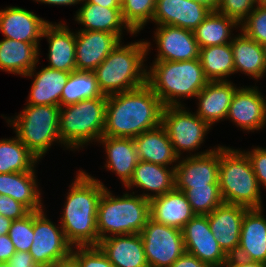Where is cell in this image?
Instances as JSON below:
<instances>
[{"label":"cell","instance_id":"obj_11","mask_svg":"<svg viewBox=\"0 0 266 267\" xmlns=\"http://www.w3.org/2000/svg\"><path fill=\"white\" fill-rule=\"evenodd\" d=\"M42 211H33L34 238L29 253L39 267H52L72 252L61 225L56 226Z\"/></svg>","mask_w":266,"mask_h":267},{"label":"cell","instance_id":"obj_5","mask_svg":"<svg viewBox=\"0 0 266 267\" xmlns=\"http://www.w3.org/2000/svg\"><path fill=\"white\" fill-rule=\"evenodd\" d=\"M149 218V199L134 192L115 196L106 187L97 211L98 243L115 235L140 234Z\"/></svg>","mask_w":266,"mask_h":267},{"label":"cell","instance_id":"obj_26","mask_svg":"<svg viewBox=\"0 0 266 267\" xmlns=\"http://www.w3.org/2000/svg\"><path fill=\"white\" fill-rule=\"evenodd\" d=\"M82 7L78 9L75 15V21L83 25L81 31H101L113 33L121 40L123 38V29H125L132 36L135 34L124 23L121 8H108L101 5L87 3L82 1Z\"/></svg>","mask_w":266,"mask_h":267},{"label":"cell","instance_id":"obj_45","mask_svg":"<svg viewBox=\"0 0 266 267\" xmlns=\"http://www.w3.org/2000/svg\"><path fill=\"white\" fill-rule=\"evenodd\" d=\"M11 267H39L29 252L16 251L10 258Z\"/></svg>","mask_w":266,"mask_h":267},{"label":"cell","instance_id":"obj_29","mask_svg":"<svg viewBox=\"0 0 266 267\" xmlns=\"http://www.w3.org/2000/svg\"><path fill=\"white\" fill-rule=\"evenodd\" d=\"M138 160L175 167L179 157L173 149L165 128L160 125L134 138ZM169 165V166H168Z\"/></svg>","mask_w":266,"mask_h":267},{"label":"cell","instance_id":"obj_25","mask_svg":"<svg viewBox=\"0 0 266 267\" xmlns=\"http://www.w3.org/2000/svg\"><path fill=\"white\" fill-rule=\"evenodd\" d=\"M194 216L185 193L176 188L150 200V218L158 223L182 229Z\"/></svg>","mask_w":266,"mask_h":267},{"label":"cell","instance_id":"obj_16","mask_svg":"<svg viewBox=\"0 0 266 267\" xmlns=\"http://www.w3.org/2000/svg\"><path fill=\"white\" fill-rule=\"evenodd\" d=\"M248 209L242 205L223 203L207 214L210 230L228 257L236 255L242 221Z\"/></svg>","mask_w":266,"mask_h":267},{"label":"cell","instance_id":"obj_18","mask_svg":"<svg viewBox=\"0 0 266 267\" xmlns=\"http://www.w3.org/2000/svg\"><path fill=\"white\" fill-rule=\"evenodd\" d=\"M48 23L49 21L18 6L0 10V32L7 39L40 44L43 30Z\"/></svg>","mask_w":266,"mask_h":267},{"label":"cell","instance_id":"obj_19","mask_svg":"<svg viewBox=\"0 0 266 267\" xmlns=\"http://www.w3.org/2000/svg\"><path fill=\"white\" fill-rule=\"evenodd\" d=\"M210 13L193 0H156L152 21L193 31Z\"/></svg>","mask_w":266,"mask_h":267},{"label":"cell","instance_id":"obj_30","mask_svg":"<svg viewBox=\"0 0 266 267\" xmlns=\"http://www.w3.org/2000/svg\"><path fill=\"white\" fill-rule=\"evenodd\" d=\"M35 175V169L27 172L0 173V194L21 202L30 211L45 210Z\"/></svg>","mask_w":266,"mask_h":267},{"label":"cell","instance_id":"obj_48","mask_svg":"<svg viewBox=\"0 0 266 267\" xmlns=\"http://www.w3.org/2000/svg\"><path fill=\"white\" fill-rule=\"evenodd\" d=\"M225 267H266L265 263L247 261L236 256H231L225 264Z\"/></svg>","mask_w":266,"mask_h":267},{"label":"cell","instance_id":"obj_20","mask_svg":"<svg viewBox=\"0 0 266 267\" xmlns=\"http://www.w3.org/2000/svg\"><path fill=\"white\" fill-rule=\"evenodd\" d=\"M262 214L263 208L245 212L236 257L266 264V218Z\"/></svg>","mask_w":266,"mask_h":267},{"label":"cell","instance_id":"obj_53","mask_svg":"<svg viewBox=\"0 0 266 267\" xmlns=\"http://www.w3.org/2000/svg\"><path fill=\"white\" fill-rule=\"evenodd\" d=\"M13 220L0 214V236L9 233Z\"/></svg>","mask_w":266,"mask_h":267},{"label":"cell","instance_id":"obj_49","mask_svg":"<svg viewBox=\"0 0 266 267\" xmlns=\"http://www.w3.org/2000/svg\"><path fill=\"white\" fill-rule=\"evenodd\" d=\"M52 267H81L79 260L70 253L68 256L61 258Z\"/></svg>","mask_w":266,"mask_h":267},{"label":"cell","instance_id":"obj_2","mask_svg":"<svg viewBox=\"0 0 266 267\" xmlns=\"http://www.w3.org/2000/svg\"><path fill=\"white\" fill-rule=\"evenodd\" d=\"M74 178L59 223L73 247L97 246V211L106 186L83 170H79Z\"/></svg>","mask_w":266,"mask_h":267},{"label":"cell","instance_id":"obj_23","mask_svg":"<svg viewBox=\"0 0 266 267\" xmlns=\"http://www.w3.org/2000/svg\"><path fill=\"white\" fill-rule=\"evenodd\" d=\"M97 246L114 267H149L140 234L111 236Z\"/></svg>","mask_w":266,"mask_h":267},{"label":"cell","instance_id":"obj_44","mask_svg":"<svg viewBox=\"0 0 266 267\" xmlns=\"http://www.w3.org/2000/svg\"><path fill=\"white\" fill-rule=\"evenodd\" d=\"M31 211L21 202L0 194V214L12 220L24 218Z\"/></svg>","mask_w":266,"mask_h":267},{"label":"cell","instance_id":"obj_8","mask_svg":"<svg viewBox=\"0 0 266 267\" xmlns=\"http://www.w3.org/2000/svg\"><path fill=\"white\" fill-rule=\"evenodd\" d=\"M60 106L28 105L15 117L6 119L15 129L20 141L40 159L50 150L51 145L60 143Z\"/></svg>","mask_w":266,"mask_h":267},{"label":"cell","instance_id":"obj_1","mask_svg":"<svg viewBox=\"0 0 266 267\" xmlns=\"http://www.w3.org/2000/svg\"><path fill=\"white\" fill-rule=\"evenodd\" d=\"M163 108L147 83L134 90L108 95L103 136L134 139L161 125Z\"/></svg>","mask_w":266,"mask_h":267},{"label":"cell","instance_id":"obj_24","mask_svg":"<svg viewBox=\"0 0 266 267\" xmlns=\"http://www.w3.org/2000/svg\"><path fill=\"white\" fill-rule=\"evenodd\" d=\"M175 168L139 160L130 181L125 185L127 189H143L142 197L151 200L175 188ZM145 191H150L146 192ZM153 194H152V193Z\"/></svg>","mask_w":266,"mask_h":267},{"label":"cell","instance_id":"obj_51","mask_svg":"<svg viewBox=\"0 0 266 267\" xmlns=\"http://www.w3.org/2000/svg\"><path fill=\"white\" fill-rule=\"evenodd\" d=\"M87 3H93L108 8H121V5L117 0H84Z\"/></svg>","mask_w":266,"mask_h":267},{"label":"cell","instance_id":"obj_55","mask_svg":"<svg viewBox=\"0 0 266 267\" xmlns=\"http://www.w3.org/2000/svg\"><path fill=\"white\" fill-rule=\"evenodd\" d=\"M257 4L261 6H266V0H257Z\"/></svg>","mask_w":266,"mask_h":267},{"label":"cell","instance_id":"obj_32","mask_svg":"<svg viewBox=\"0 0 266 267\" xmlns=\"http://www.w3.org/2000/svg\"><path fill=\"white\" fill-rule=\"evenodd\" d=\"M234 74L241 72L254 80L266 75V61L262 45L247 37L242 31L232 38Z\"/></svg>","mask_w":266,"mask_h":267},{"label":"cell","instance_id":"obj_28","mask_svg":"<svg viewBox=\"0 0 266 267\" xmlns=\"http://www.w3.org/2000/svg\"><path fill=\"white\" fill-rule=\"evenodd\" d=\"M98 142L105 147V167L114 172L125 186L131 179L138 156L133 138L102 136Z\"/></svg>","mask_w":266,"mask_h":267},{"label":"cell","instance_id":"obj_13","mask_svg":"<svg viewBox=\"0 0 266 267\" xmlns=\"http://www.w3.org/2000/svg\"><path fill=\"white\" fill-rule=\"evenodd\" d=\"M266 98L256 86L238 87L233 95L226 119L243 131L254 132L266 126Z\"/></svg>","mask_w":266,"mask_h":267},{"label":"cell","instance_id":"obj_15","mask_svg":"<svg viewBox=\"0 0 266 267\" xmlns=\"http://www.w3.org/2000/svg\"><path fill=\"white\" fill-rule=\"evenodd\" d=\"M154 38L157 46L154 61H189L199 59L200 48L193 31L172 25H157Z\"/></svg>","mask_w":266,"mask_h":267},{"label":"cell","instance_id":"obj_39","mask_svg":"<svg viewBox=\"0 0 266 267\" xmlns=\"http://www.w3.org/2000/svg\"><path fill=\"white\" fill-rule=\"evenodd\" d=\"M8 235L16 251L29 252L34 238L33 211L22 219L13 220Z\"/></svg>","mask_w":266,"mask_h":267},{"label":"cell","instance_id":"obj_14","mask_svg":"<svg viewBox=\"0 0 266 267\" xmlns=\"http://www.w3.org/2000/svg\"><path fill=\"white\" fill-rule=\"evenodd\" d=\"M178 159L175 168V188H192L219 184L220 146L210 153ZM182 159V160H181Z\"/></svg>","mask_w":266,"mask_h":267},{"label":"cell","instance_id":"obj_33","mask_svg":"<svg viewBox=\"0 0 266 267\" xmlns=\"http://www.w3.org/2000/svg\"><path fill=\"white\" fill-rule=\"evenodd\" d=\"M240 26L228 16L212 11L206 19L201 22L194 30L193 35L199 48L208 46L223 45L231 43L232 29Z\"/></svg>","mask_w":266,"mask_h":267},{"label":"cell","instance_id":"obj_6","mask_svg":"<svg viewBox=\"0 0 266 267\" xmlns=\"http://www.w3.org/2000/svg\"><path fill=\"white\" fill-rule=\"evenodd\" d=\"M218 183L224 203L263 207L261 187L244 151L220 145Z\"/></svg>","mask_w":266,"mask_h":267},{"label":"cell","instance_id":"obj_57","mask_svg":"<svg viewBox=\"0 0 266 267\" xmlns=\"http://www.w3.org/2000/svg\"><path fill=\"white\" fill-rule=\"evenodd\" d=\"M117 1L119 2L120 5L124 2V0H117Z\"/></svg>","mask_w":266,"mask_h":267},{"label":"cell","instance_id":"obj_7","mask_svg":"<svg viewBox=\"0 0 266 267\" xmlns=\"http://www.w3.org/2000/svg\"><path fill=\"white\" fill-rule=\"evenodd\" d=\"M106 102L107 98H94L60 107L59 136L66 149L98 143L105 128Z\"/></svg>","mask_w":266,"mask_h":267},{"label":"cell","instance_id":"obj_4","mask_svg":"<svg viewBox=\"0 0 266 267\" xmlns=\"http://www.w3.org/2000/svg\"><path fill=\"white\" fill-rule=\"evenodd\" d=\"M152 64L147 70V84L164 107L183 105L181 99L196 97L209 82L200 59L153 61Z\"/></svg>","mask_w":266,"mask_h":267},{"label":"cell","instance_id":"obj_12","mask_svg":"<svg viewBox=\"0 0 266 267\" xmlns=\"http://www.w3.org/2000/svg\"><path fill=\"white\" fill-rule=\"evenodd\" d=\"M185 252L197 257L211 267H225L228 256L220 248L210 230L207 215H197L181 229Z\"/></svg>","mask_w":266,"mask_h":267},{"label":"cell","instance_id":"obj_3","mask_svg":"<svg viewBox=\"0 0 266 267\" xmlns=\"http://www.w3.org/2000/svg\"><path fill=\"white\" fill-rule=\"evenodd\" d=\"M122 41L93 71L104 95L134 90L147 83V68L144 62L151 44L147 41Z\"/></svg>","mask_w":266,"mask_h":267},{"label":"cell","instance_id":"obj_35","mask_svg":"<svg viewBox=\"0 0 266 267\" xmlns=\"http://www.w3.org/2000/svg\"><path fill=\"white\" fill-rule=\"evenodd\" d=\"M94 98H107L99 88L95 73L84 70L70 72L61 94V107Z\"/></svg>","mask_w":266,"mask_h":267},{"label":"cell","instance_id":"obj_36","mask_svg":"<svg viewBox=\"0 0 266 267\" xmlns=\"http://www.w3.org/2000/svg\"><path fill=\"white\" fill-rule=\"evenodd\" d=\"M38 158L15 135L0 140V173L32 171Z\"/></svg>","mask_w":266,"mask_h":267},{"label":"cell","instance_id":"obj_31","mask_svg":"<svg viewBox=\"0 0 266 267\" xmlns=\"http://www.w3.org/2000/svg\"><path fill=\"white\" fill-rule=\"evenodd\" d=\"M39 45L4 38L0 41V70L26 76L38 64Z\"/></svg>","mask_w":266,"mask_h":267},{"label":"cell","instance_id":"obj_41","mask_svg":"<svg viewBox=\"0 0 266 267\" xmlns=\"http://www.w3.org/2000/svg\"><path fill=\"white\" fill-rule=\"evenodd\" d=\"M256 5L257 0H220L218 12L228 16L240 26Z\"/></svg>","mask_w":266,"mask_h":267},{"label":"cell","instance_id":"obj_38","mask_svg":"<svg viewBox=\"0 0 266 267\" xmlns=\"http://www.w3.org/2000/svg\"><path fill=\"white\" fill-rule=\"evenodd\" d=\"M156 0H124L121 14L124 23L136 35L152 21Z\"/></svg>","mask_w":266,"mask_h":267},{"label":"cell","instance_id":"obj_22","mask_svg":"<svg viewBox=\"0 0 266 267\" xmlns=\"http://www.w3.org/2000/svg\"><path fill=\"white\" fill-rule=\"evenodd\" d=\"M237 88L230 80L209 81L195 97L199 101L195 113L211 127L220 120H225Z\"/></svg>","mask_w":266,"mask_h":267},{"label":"cell","instance_id":"obj_42","mask_svg":"<svg viewBox=\"0 0 266 267\" xmlns=\"http://www.w3.org/2000/svg\"><path fill=\"white\" fill-rule=\"evenodd\" d=\"M71 253L81 267H114L98 246H74Z\"/></svg>","mask_w":266,"mask_h":267},{"label":"cell","instance_id":"obj_40","mask_svg":"<svg viewBox=\"0 0 266 267\" xmlns=\"http://www.w3.org/2000/svg\"><path fill=\"white\" fill-rule=\"evenodd\" d=\"M240 29L247 37L259 44L266 43V6L256 5L240 25Z\"/></svg>","mask_w":266,"mask_h":267},{"label":"cell","instance_id":"obj_56","mask_svg":"<svg viewBox=\"0 0 266 267\" xmlns=\"http://www.w3.org/2000/svg\"><path fill=\"white\" fill-rule=\"evenodd\" d=\"M262 48H263V53H264L265 61H266V43L262 44Z\"/></svg>","mask_w":266,"mask_h":267},{"label":"cell","instance_id":"obj_54","mask_svg":"<svg viewBox=\"0 0 266 267\" xmlns=\"http://www.w3.org/2000/svg\"><path fill=\"white\" fill-rule=\"evenodd\" d=\"M0 267H11L9 262H0Z\"/></svg>","mask_w":266,"mask_h":267},{"label":"cell","instance_id":"obj_43","mask_svg":"<svg viewBox=\"0 0 266 267\" xmlns=\"http://www.w3.org/2000/svg\"><path fill=\"white\" fill-rule=\"evenodd\" d=\"M252 169L255 173L259 186L266 188V148L256 147L252 151H245Z\"/></svg>","mask_w":266,"mask_h":267},{"label":"cell","instance_id":"obj_10","mask_svg":"<svg viewBox=\"0 0 266 267\" xmlns=\"http://www.w3.org/2000/svg\"><path fill=\"white\" fill-rule=\"evenodd\" d=\"M149 267H170L184 252L181 229L149 218L140 233Z\"/></svg>","mask_w":266,"mask_h":267},{"label":"cell","instance_id":"obj_47","mask_svg":"<svg viewBox=\"0 0 266 267\" xmlns=\"http://www.w3.org/2000/svg\"><path fill=\"white\" fill-rule=\"evenodd\" d=\"M16 252L14 244L8 234L0 236V262H9Z\"/></svg>","mask_w":266,"mask_h":267},{"label":"cell","instance_id":"obj_46","mask_svg":"<svg viewBox=\"0 0 266 267\" xmlns=\"http://www.w3.org/2000/svg\"><path fill=\"white\" fill-rule=\"evenodd\" d=\"M170 267H211L194 255L184 252Z\"/></svg>","mask_w":266,"mask_h":267},{"label":"cell","instance_id":"obj_50","mask_svg":"<svg viewBox=\"0 0 266 267\" xmlns=\"http://www.w3.org/2000/svg\"><path fill=\"white\" fill-rule=\"evenodd\" d=\"M34 1V0H33ZM36 2H41L44 4H50V5H60V6H70V5H76V4H82L83 0H35Z\"/></svg>","mask_w":266,"mask_h":267},{"label":"cell","instance_id":"obj_9","mask_svg":"<svg viewBox=\"0 0 266 267\" xmlns=\"http://www.w3.org/2000/svg\"><path fill=\"white\" fill-rule=\"evenodd\" d=\"M161 125L165 128L174 152L179 158L184 151L189 152L190 156H199L215 149L209 148L204 152L191 153L204 143V138L212 127L201 120L195 112L186 110L184 105L164 107Z\"/></svg>","mask_w":266,"mask_h":267},{"label":"cell","instance_id":"obj_37","mask_svg":"<svg viewBox=\"0 0 266 267\" xmlns=\"http://www.w3.org/2000/svg\"><path fill=\"white\" fill-rule=\"evenodd\" d=\"M176 189L185 193L192 211L197 215L210 214L215 208L224 203L219 184H207V186Z\"/></svg>","mask_w":266,"mask_h":267},{"label":"cell","instance_id":"obj_27","mask_svg":"<svg viewBox=\"0 0 266 267\" xmlns=\"http://www.w3.org/2000/svg\"><path fill=\"white\" fill-rule=\"evenodd\" d=\"M35 69L36 66L26 75L35 77L26 104L61 107V94L70 73L48 67H43L36 73Z\"/></svg>","mask_w":266,"mask_h":267},{"label":"cell","instance_id":"obj_21","mask_svg":"<svg viewBox=\"0 0 266 267\" xmlns=\"http://www.w3.org/2000/svg\"><path fill=\"white\" fill-rule=\"evenodd\" d=\"M43 37L49 43V64L46 67L69 73L76 70L75 33L64 23L49 22L43 30Z\"/></svg>","mask_w":266,"mask_h":267},{"label":"cell","instance_id":"obj_52","mask_svg":"<svg viewBox=\"0 0 266 267\" xmlns=\"http://www.w3.org/2000/svg\"><path fill=\"white\" fill-rule=\"evenodd\" d=\"M197 2L198 4L206 7L211 12L212 11H218L220 0H193Z\"/></svg>","mask_w":266,"mask_h":267},{"label":"cell","instance_id":"obj_17","mask_svg":"<svg viewBox=\"0 0 266 267\" xmlns=\"http://www.w3.org/2000/svg\"><path fill=\"white\" fill-rule=\"evenodd\" d=\"M76 70L94 71L122 41L113 33L75 32Z\"/></svg>","mask_w":266,"mask_h":267},{"label":"cell","instance_id":"obj_34","mask_svg":"<svg viewBox=\"0 0 266 267\" xmlns=\"http://www.w3.org/2000/svg\"><path fill=\"white\" fill-rule=\"evenodd\" d=\"M199 59L209 81H228L234 74L231 43L200 48Z\"/></svg>","mask_w":266,"mask_h":267}]
</instances>
